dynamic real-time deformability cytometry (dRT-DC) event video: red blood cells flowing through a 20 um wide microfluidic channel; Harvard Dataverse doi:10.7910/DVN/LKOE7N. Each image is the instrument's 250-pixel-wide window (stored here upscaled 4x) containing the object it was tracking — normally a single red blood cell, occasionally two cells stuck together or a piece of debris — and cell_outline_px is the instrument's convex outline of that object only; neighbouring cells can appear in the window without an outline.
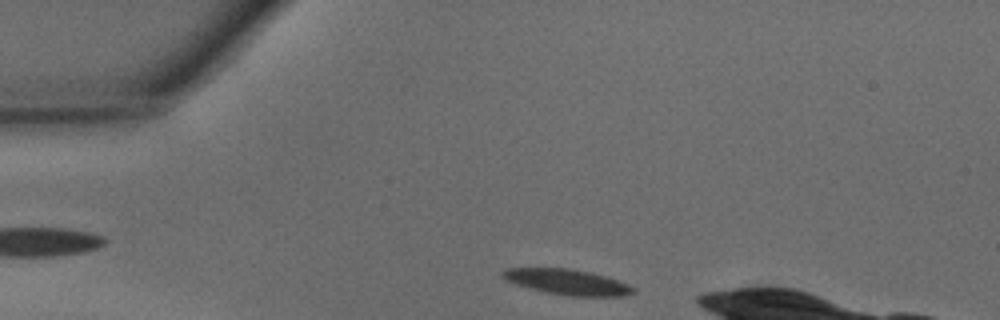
{"species": "common noctule bat (a hibernating species)", "species_latin": "Nyctalus noctula", "temperature_condition": "warm", "stored_images_in_passage": 28, "camera_frame_rate_fps": 3000, "um_per_image_px": 0.085, "animal": {"sex": "male", "body_mass_g": 15.6}, "frame": {"image": 1, "passage_image": 1, "time_ms": 0.0, "image_size_px": [1000, 320], "cell_outline_px": [[636, 292], [624, 296], [572, 296], [544, 292], [516, 284], [508, 280], [500, 272], [504, 268], [572, 268], [592, 272], [628, 284], [636, 288]], "centroid_in_image_um": [48.25, 23.96], "position_along_channel_um": 36.7, "area_um2": 19.36}}
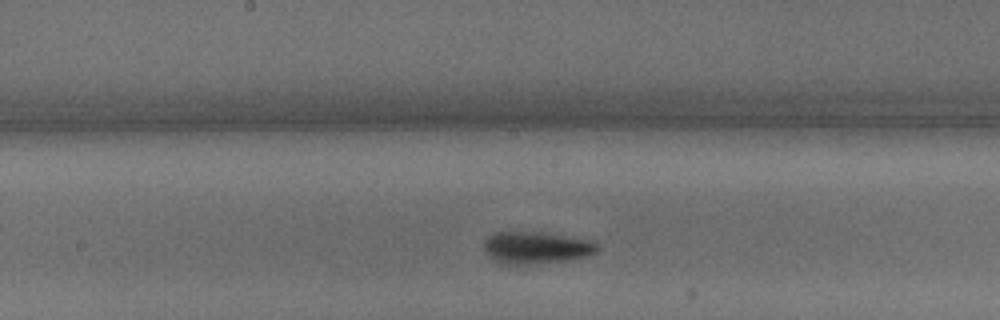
{"frame": {"image": 2, "passage_image": 15, "time_ms": 4.667, "image_size_px": [1000, 320], "cell_outline_px": [[600, 248], [596, 252], [588, 256], [568, 260], [528, 264], [504, 264], [488, 256], [484, 252], [484, 240], [492, 232], [544, 232], [588, 240], [596, 244]], "centroid_in_image_um": [45.54, 21.04], "position_along_channel_um": 202.7, "area_um2": 21.15}}
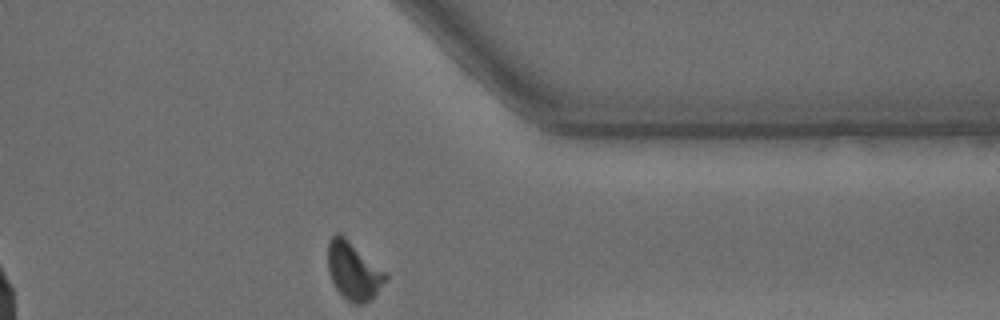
{"frame": {"image": 3, "passage_image": 28, "time_ms": 9.0, "image_size_px": [1000, 320], "cell_outline_px": [[388, 276], [372, 300], [364, 304], [352, 304], [336, 288], [328, 272], [328, 240], [336, 232], [340, 232], [388, 272]], "centroid_in_image_um": [30.07, 23.0], "position_along_channel_um": 381.3, "area_um2": 19.77}, "authors_computed_cell_mechanics": {"area_um2": 20.1722, "velocity_mm_per_s": 4.3292, "shape_relaxation_time_tau1_ms": 2.7313, "shape_relaxation_time_tau2_ms": 3.2768, "deformation_change_tau1": 0.1265, "deformation_change_tau2": 0.1035}}